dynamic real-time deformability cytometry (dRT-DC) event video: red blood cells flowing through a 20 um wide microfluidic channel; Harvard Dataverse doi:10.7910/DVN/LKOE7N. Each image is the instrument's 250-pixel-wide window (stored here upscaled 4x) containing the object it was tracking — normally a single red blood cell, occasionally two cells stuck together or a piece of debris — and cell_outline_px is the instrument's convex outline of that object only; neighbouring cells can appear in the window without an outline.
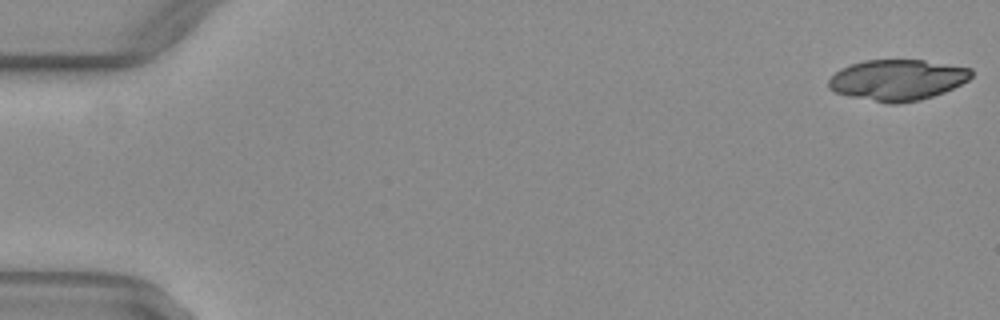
{"species": "common noctule bat (a hibernating species)", "species_latin": "Nyctalus noctula", "temperature_condition": "warm", "stored_images_in_passage": 18, "camera_frame_rate_fps": 3000, "um_per_image_px": 0.085, "animal": {"sex": "female", "body_mass_g": 29.2, "forearm_length_mm": 56.3}, "frame": {"image": 1, "passage_image": 1, "time_ms": 0.0, "image_size_px": [1000, 320], "cell_outline_px": [[972, 76], [968, 80], [944, 92], [920, 100], [896, 104], [888, 104], [848, 96], [836, 92], [828, 88], [828, 80], [840, 68], [864, 60], [924, 60], [972, 68]], "centroid_in_image_um": [76.27, 6.8], "position_along_channel_um": 8.7, "area_um2": 34.04}}